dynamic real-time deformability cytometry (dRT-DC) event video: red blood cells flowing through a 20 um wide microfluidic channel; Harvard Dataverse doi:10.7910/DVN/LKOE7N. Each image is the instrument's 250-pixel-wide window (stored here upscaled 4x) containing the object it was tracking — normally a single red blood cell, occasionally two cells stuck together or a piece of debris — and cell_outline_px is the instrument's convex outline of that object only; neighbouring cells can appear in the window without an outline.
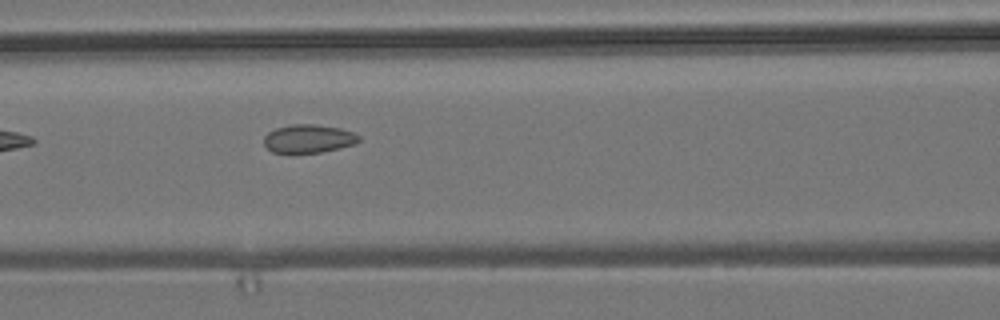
{"species": "common noctule bat (a hibernating species)", "species_latin": "Nyctalus noctula", "temperature_condition": "room temperature", "stored_images_in_passage": 7, "camera_frame_rate_fps": 3000, "um_per_image_px": 0.085, "animal": {"sex": "male", "body_mass_g": 19.2, "forearm_length_mm": 51.8}, "frame": {"image": 1, "passage_image": 7, "time_ms": 7.333, "image_size_px": [1000, 320], "cell_outline_px": [[360, 140], [356, 144], [340, 148], [320, 152], [272, 152], [264, 144], [264, 136], [268, 132], [276, 128], [292, 124], [312, 124], [340, 128], [352, 132], [360, 136]], "centroid_in_image_um": [26.24, 11.78], "position_along_channel_um": 140.4, "area_um2": 15.55}}